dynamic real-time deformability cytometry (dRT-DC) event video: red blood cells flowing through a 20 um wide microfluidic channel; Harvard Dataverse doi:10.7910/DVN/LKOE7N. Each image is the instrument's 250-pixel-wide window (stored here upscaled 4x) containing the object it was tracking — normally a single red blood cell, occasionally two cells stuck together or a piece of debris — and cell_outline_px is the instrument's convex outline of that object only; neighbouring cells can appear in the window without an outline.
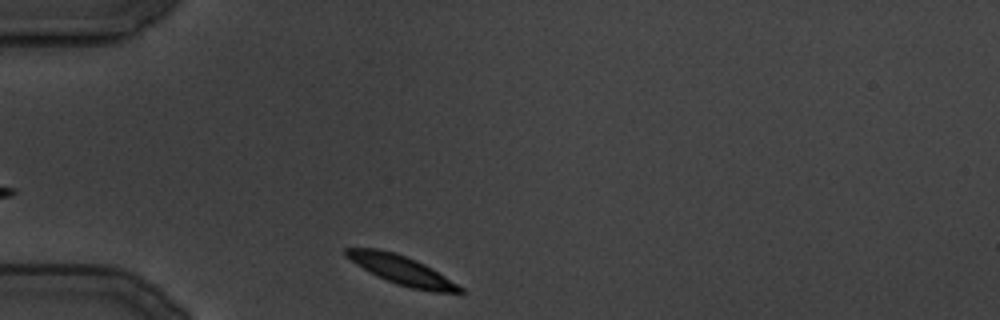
{"species": "common noctule bat (a hibernating species)", "species_latin": "Nyctalus noctula", "temperature_condition": "cold", "stored_images_in_passage": 71, "camera_frame_rate_fps": 3000, "um_per_image_px": 0.085, "animal": {"sex": "male", "body_mass_g": 19.5, "forearm_length_mm": 54.6}, "frame": {"image": 1, "passage_image": 1, "time_ms": 0.0, "image_size_px": [1000, 320], "cell_outline_px": [[464, 296], [432, 292], [412, 288], [396, 284], [356, 264], [344, 256], [344, 248], [380, 248], [416, 260], [424, 264], [464, 288]], "centroid_in_image_um": [34.23, 23.0], "position_along_channel_um": 50.8, "area_um2": 19.19}}
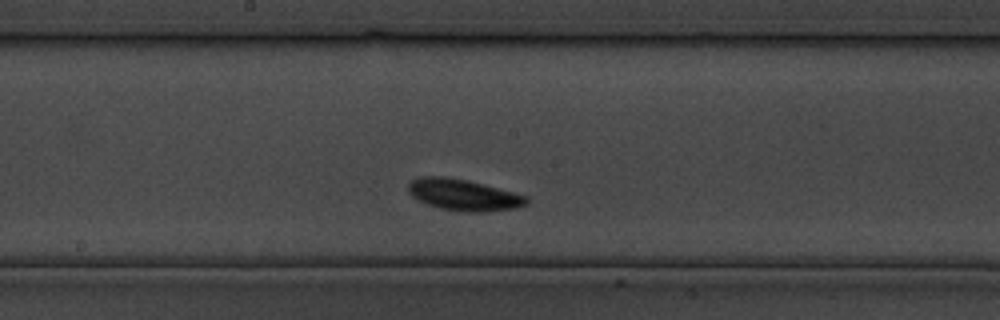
{"frame": {"image": 2, "passage_image": 36, "time_ms": 11.667, "image_size_px": [1000, 320], "cell_outline_px": [[528, 204], [516, 208], [484, 212], [464, 212], [440, 208], [428, 204], [412, 196], [408, 192], [408, 184], [412, 180], [420, 176], [444, 176], [468, 180], [528, 196]], "centroid_in_image_um": [39.41, 16.56], "position_along_channel_um": 208.8, "area_um2": 21.62}}
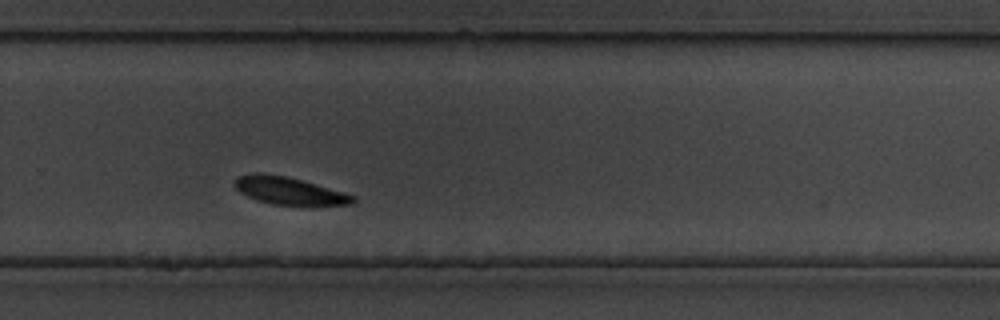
{"frame": {"image": 3, "passage_image": 55, "time_ms": 18.0, "image_size_px": [1000, 320], "cell_outline_px": [[356, 200], [352, 204], [308, 208], [272, 204], [256, 200], [240, 192], [236, 188], [236, 180], [240, 176], [288, 176], [344, 192], [356, 196]], "centroid_in_image_um": [24.78, 16.32], "position_along_channel_um": 305.0, "area_um2": 18.96}}